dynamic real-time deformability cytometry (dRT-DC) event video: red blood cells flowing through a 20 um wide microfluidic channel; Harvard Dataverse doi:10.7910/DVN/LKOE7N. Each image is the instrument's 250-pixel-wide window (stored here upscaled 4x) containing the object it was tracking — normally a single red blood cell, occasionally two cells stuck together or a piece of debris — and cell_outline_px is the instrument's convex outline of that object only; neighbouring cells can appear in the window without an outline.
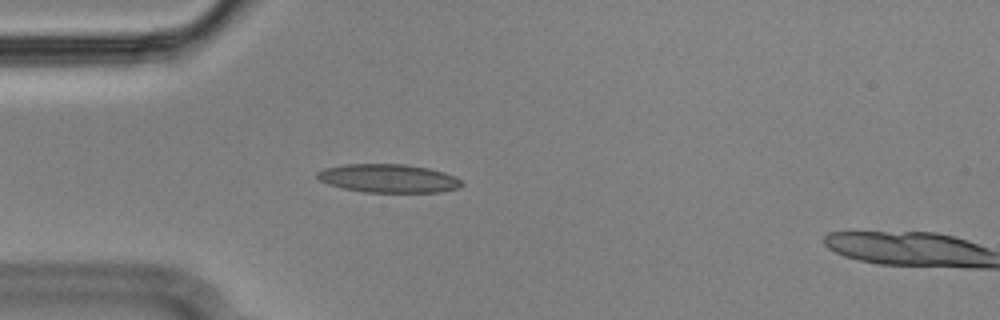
{"species": "Egyptian fruit bat (a non-hibernating species)", "species_latin": "Rousettus aegyptiacus", "temperature_condition": "cold", "stored_images_in_passage": 2, "camera_frame_rate_fps": 3000, "um_per_image_px": 0.085, "animal": {"sex": "male"}, "frame": {"image": 1, "passage_image": 1, "time_ms": 0.0, "image_size_px": [1000, 320], "cell_outline_px": [[464, 184], [460, 188], [440, 192], [364, 192], [344, 188], [328, 184], [320, 180], [316, 176], [316, 172], [324, 168], [344, 164], [404, 164], [428, 168], [444, 172], [456, 176]], "centroid_in_image_um": [33.03, 15.16], "position_along_channel_um": 52.0, "area_um2": 24.04}}